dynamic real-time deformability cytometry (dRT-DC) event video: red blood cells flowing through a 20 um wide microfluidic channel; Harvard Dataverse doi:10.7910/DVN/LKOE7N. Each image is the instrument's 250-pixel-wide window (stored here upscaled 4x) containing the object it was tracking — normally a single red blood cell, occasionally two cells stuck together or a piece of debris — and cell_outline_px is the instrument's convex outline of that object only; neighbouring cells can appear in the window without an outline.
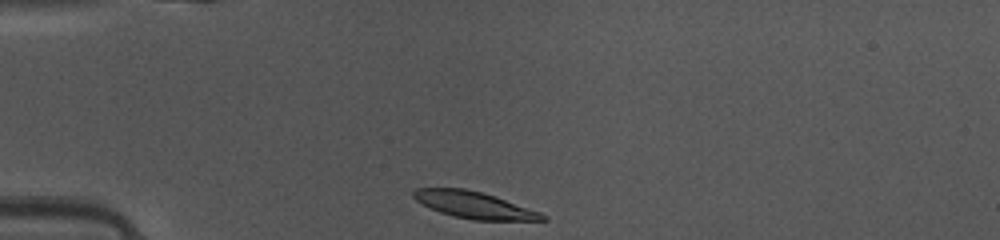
{"species": "common noctule bat (a hibernating species)", "species_latin": "Nyctalus noctula", "temperature_condition": "warm", "stored_images_in_passage": 37, "camera_frame_rate_fps": 3000, "um_per_image_px": 0.085, "animal": {"sex": "female", "body_mass_g": 10.0, "forearm_length_mm": 53.1}, "frame": {"image": 1, "passage_image": 1, "time_ms": 0.0, "image_size_px": [1000, 240], "cell_outline_px": [[548, 220], [472, 220], [452, 216], [440, 212], [416, 200], [412, 196], [412, 192], [416, 188], [464, 188], [480, 192], [540, 212], [548, 216]], "centroid_in_image_um": [40.28, 17.43], "position_along_channel_um": 44.7, "area_um2": 19.71}}
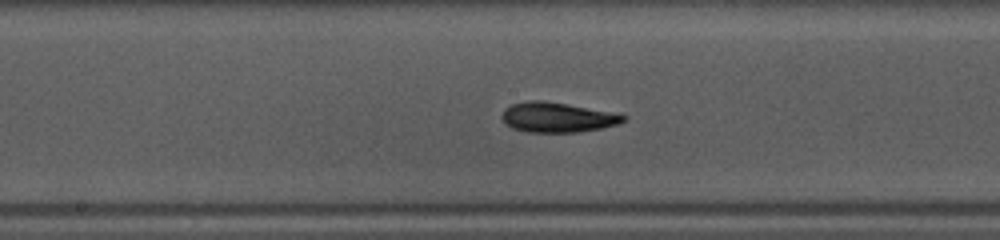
{"frame": {"image": 2, "passage_image": 14, "time_ms": 4.333, "image_size_px": [1000, 240], "cell_outline_px": [[628, 120], [616, 124], [600, 128], [576, 132], [528, 132], [512, 128], [504, 124], [500, 116], [504, 108], [512, 104], [528, 100], [540, 100], [568, 104], [620, 112], [628, 116]], "centroid_in_image_um": [47.4, 9.96], "position_along_channel_um": 200.8, "area_um2": 21.62}}
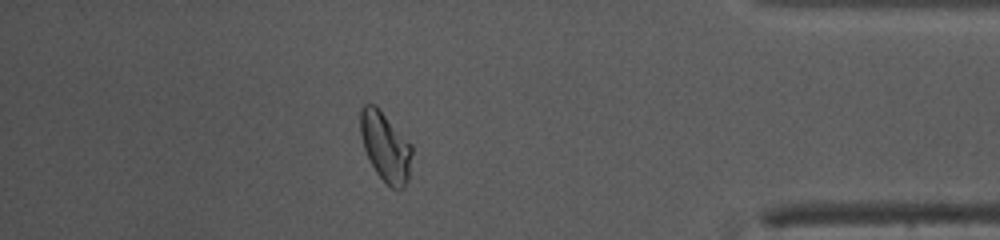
{"frame": {"image": 3, "passage_image": 31, "time_ms": 10.0, "image_size_px": [1000, 240], "cell_outline_px": [[412, 152], [408, 180], [400, 192], [396, 192], [376, 172], [364, 148], [360, 136], [360, 108], [364, 104], [372, 104], [412, 144]], "centroid_in_image_um": [32.77, 12.52], "position_along_channel_um": 402.4, "area_um2": 20.46}, "authors_computed_cell_mechanics": {"area_um2": 20.519, "velocity_mm_per_s": 4.1244, "shape_relaxation_time_tau1_ms": 4.7028, "shape_relaxation_time_tau2_ms": 4.1558, "deformation_change_tau1": 0.1706, "deformation_change_tau2": 0.0766}}